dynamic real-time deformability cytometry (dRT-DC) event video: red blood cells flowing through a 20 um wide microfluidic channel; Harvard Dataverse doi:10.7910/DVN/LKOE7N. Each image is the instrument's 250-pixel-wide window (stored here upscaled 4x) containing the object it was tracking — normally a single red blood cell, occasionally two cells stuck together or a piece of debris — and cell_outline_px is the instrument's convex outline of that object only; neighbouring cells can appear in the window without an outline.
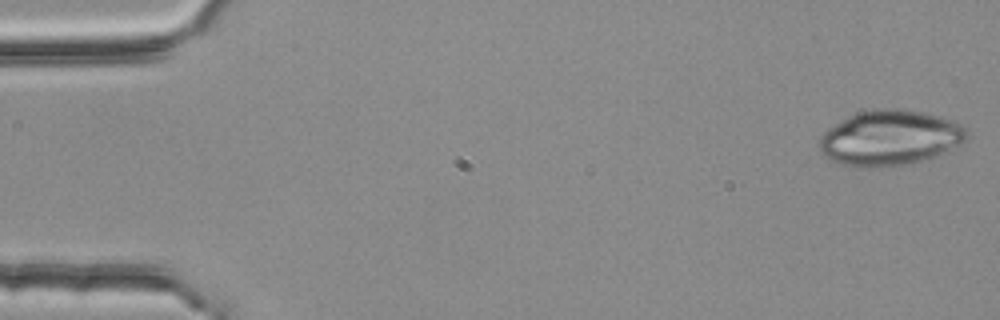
{"species": "common noctule bat (a hibernating species)", "species_latin": "Nyctalus noctula", "temperature_condition": "room temperature", "stored_images_in_passage": 53, "camera_frame_rate_fps": 3000, "um_per_image_px": 0.085, "animal": {"sex": "female", "body_mass_g": 25.1}, "frame": {"image": 1, "passage_image": 1, "time_ms": 0.0, "image_size_px": [1000, 320], "cell_outline_px": [[968, 136], [960, 144], [948, 152], [912, 164], [880, 168], [856, 168], [840, 164], [824, 156], [820, 152], [820, 136], [828, 128], [856, 112], [876, 108], [900, 108], [924, 112], [940, 116], [952, 120], [960, 124], [968, 132]], "centroid_in_image_um": [75.64, 11.74], "position_along_channel_um": 9.4, "area_um2": 48.21}}
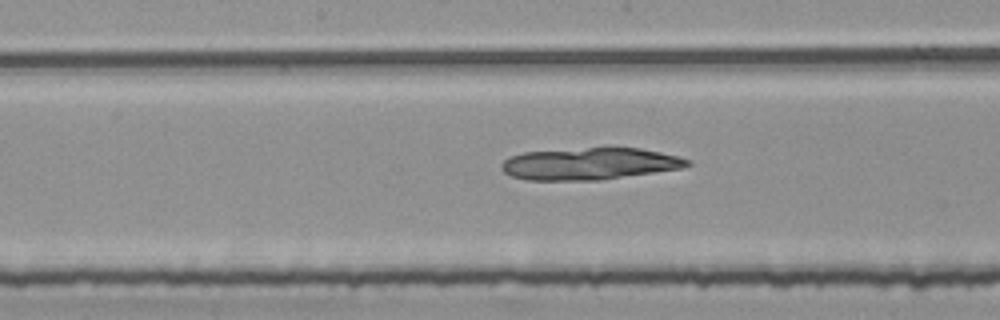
{"frame": {"image": 2, "passage_image": 27, "time_ms": 8.667, "image_size_px": [1000, 320], "cell_outline_px": [[692, 164], [680, 168], [600, 180], [528, 180], [512, 176], [504, 172], [500, 168], [500, 164], [508, 156], [524, 152], [588, 148], [640, 148], [660, 152], [676, 156], [688, 160]], "centroid_in_image_um": [50.05, 13.92], "position_along_channel_um": 198.1, "area_um2": 34.28}}
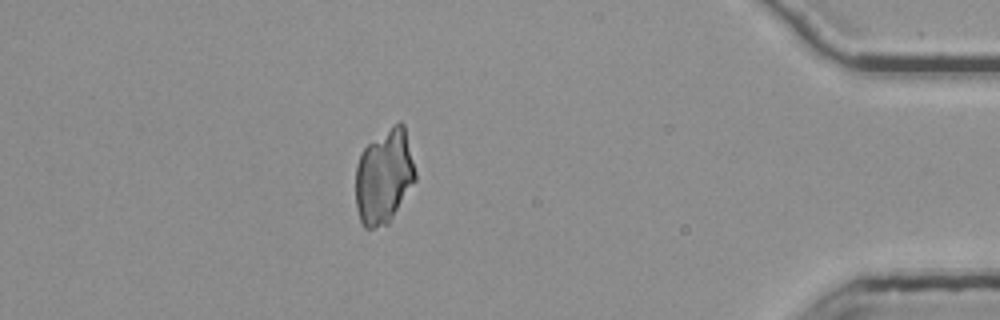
{"frame": {"image": 3, "passage_image": 47, "time_ms": 15.333, "image_size_px": [1000, 320], "cell_outline_px": [[416, 180], [388, 224], [376, 228], [364, 228], [360, 220], [356, 208], [356, 164], [360, 152], [368, 144], [392, 124], [400, 120], [404, 124], [416, 172]], "centroid_in_image_um": [32.64, 14.99], "position_along_channel_um": 402.6, "area_um2": 33.12}}